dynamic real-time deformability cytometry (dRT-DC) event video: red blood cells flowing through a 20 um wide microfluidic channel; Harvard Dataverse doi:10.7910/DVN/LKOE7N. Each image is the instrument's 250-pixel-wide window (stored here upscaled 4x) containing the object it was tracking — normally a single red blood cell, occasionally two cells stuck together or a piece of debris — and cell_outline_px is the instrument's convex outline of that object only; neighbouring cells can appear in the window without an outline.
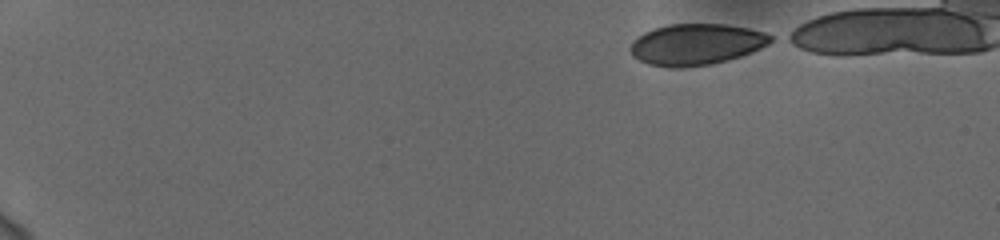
{"species": "human", "species_latin": "Homo sapiens", "temperature_condition": "cold", "stored_images_in_passage": 46, "camera_frame_rate_fps": 3000, "um_per_image_px": 0.085, "donor": {"sex": "female"}, "frame": {"image": 1, "passage_image": 1, "time_ms": 0.0, "image_size_px": [1000, 240], "cell_outline_px": [[776, 40], [752, 52], [740, 56], [708, 64], [680, 68], [672, 68], [648, 64], [632, 56], [628, 48], [632, 40], [644, 32], [668, 24], [724, 24], [748, 28], [764, 32], [772, 36]], "centroid_in_image_um": [59.15, 3.77], "position_along_channel_um": 25.8, "area_um2": 33.7}}
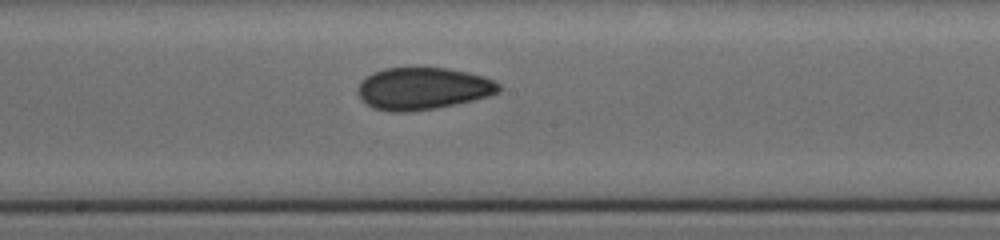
{"frame": {"image": 2, "passage_image": 26, "time_ms": 8.333, "image_size_px": [1000, 240], "cell_outline_px": [[500, 92], [488, 96], [472, 100], [436, 108], [408, 112], [392, 112], [372, 108], [360, 100], [356, 92], [356, 88], [360, 80], [372, 72], [384, 68], [448, 68], [468, 72], [484, 76], [500, 84]], "centroid_in_image_um": [35.88, 7.53], "position_along_channel_um": 212.3, "area_um2": 34.97}}
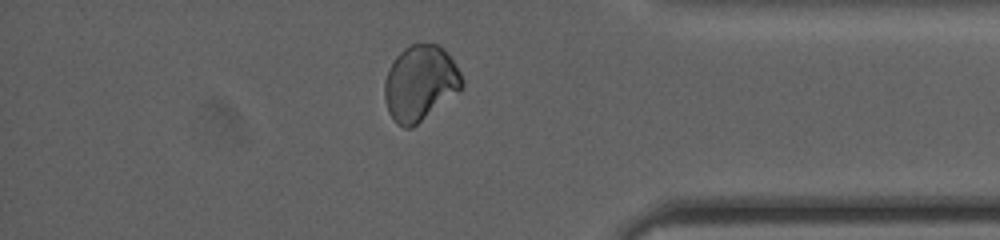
{"frame": {"image": 3, "passage_image": 42, "time_ms": 13.667, "image_size_px": [1000, 240], "cell_outline_px": [[464, 84], [460, 92], [412, 128], [404, 128], [396, 124], [388, 112], [384, 100], [384, 80], [388, 68], [396, 56], [404, 48], [412, 44], [440, 44], [444, 48], [456, 64], [464, 80]], "centroid_in_image_um": [35.72, 7.08], "position_along_channel_um": 399.5, "area_um2": 34.62}}